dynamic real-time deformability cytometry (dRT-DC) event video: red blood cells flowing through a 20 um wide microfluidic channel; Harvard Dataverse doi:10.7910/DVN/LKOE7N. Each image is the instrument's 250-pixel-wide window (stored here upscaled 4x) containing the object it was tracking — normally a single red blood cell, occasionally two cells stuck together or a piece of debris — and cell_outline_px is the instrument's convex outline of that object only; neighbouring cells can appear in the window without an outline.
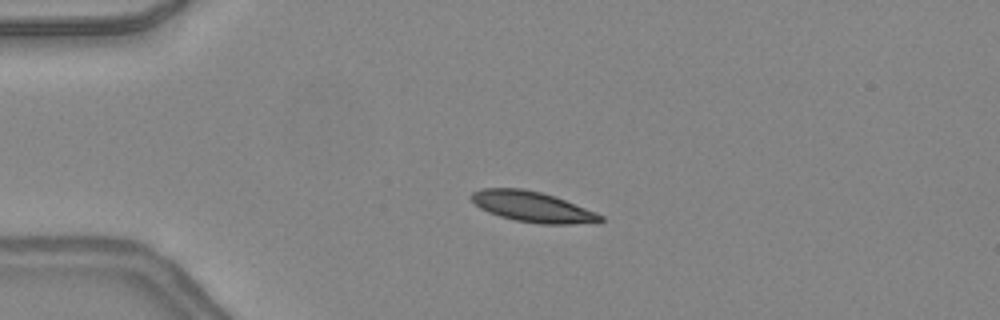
{"species": "common noctule bat (a hibernating species)", "species_latin": "Nyctalus noctula", "temperature_condition": "warm", "stored_images_in_passage": 31, "camera_frame_rate_fps": 3000, "um_per_image_px": 0.085, "animal": {"sex": "female", "body_mass_g": 24.6, "forearm_length_mm": 56.2}, "frame": {"image": 1, "passage_image": 3, "time_ms": 0.667, "image_size_px": [1000, 320], "cell_outline_px": [[604, 220], [600, 224], [540, 224], [516, 220], [500, 216], [488, 212], [480, 208], [468, 196], [472, 192], [480, 188], [520, 188], [540, 192], [556, 196], [596, 212], [604, 216]], "centroid_in_image_um": [45.31, 17.58], "position_along_channel_um": 39.7, "area_um2": 23.29}}
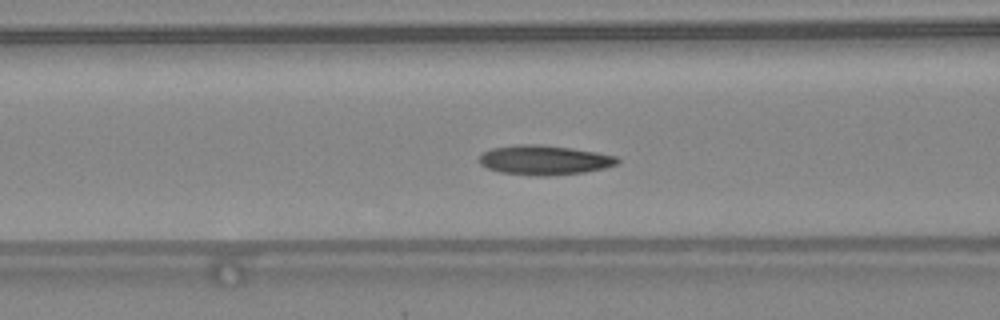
{"frame": {"image": 2, "passage_image": 11, "time_ms": 3.333, "image_size_px": [1000, 320], "cell_outline_px": [[620, 160], [616, 164], [604, 168], [584, 172], [548, 176], [536, 176], [500, 172], [488, 168], [480, 164], [476, 160], [484, 152], [492, 148], [516, 144], [540, 144], [572, 148], [596, 152], [616, 156]], "centroid_in_image_um": [46.24, 13.6], "position_along_channel_um": 120.4, "area_um2": 23.87}}
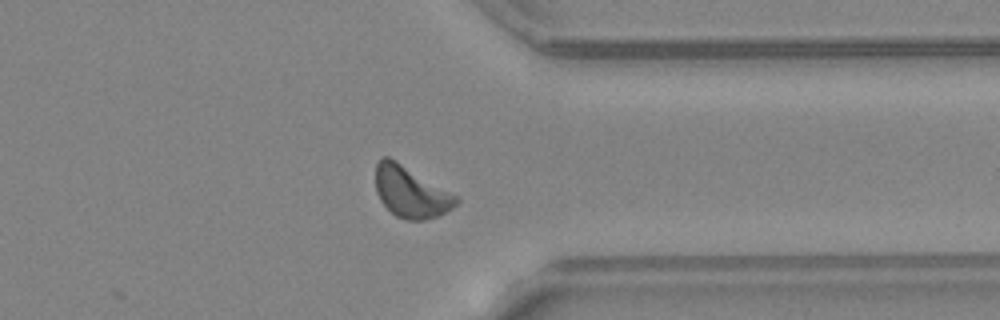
{"frame": {"image": 3, "passage_image": 29, "time_ms": 9.333, "image_size_px": [1000, 320], "cell_outline_px": [[460, 200], [452, 208], [436, 216], [424, 220], [404, 220], [396, 216], [380, 200], [376, 192], [376, 164], [380, 156], [388, 156], [396, 160], [460, 196]], "centroid_in_image_um": [34.93, 16.3], "position_along_channel_um": 376.5, "area_um2": 24.22}, "authors_computed_cell_mechanics": {"area_um2": 23.2356, "velocity_mm_per_s": 4.3459, "shape_relaxation_time_tau1_ms": 3.5929, "shape_relaxation_time_tau2_ms": 5.0945, "deformation_change_tau1": 0.1177, "deformation_change_tau2": 0.1313}}